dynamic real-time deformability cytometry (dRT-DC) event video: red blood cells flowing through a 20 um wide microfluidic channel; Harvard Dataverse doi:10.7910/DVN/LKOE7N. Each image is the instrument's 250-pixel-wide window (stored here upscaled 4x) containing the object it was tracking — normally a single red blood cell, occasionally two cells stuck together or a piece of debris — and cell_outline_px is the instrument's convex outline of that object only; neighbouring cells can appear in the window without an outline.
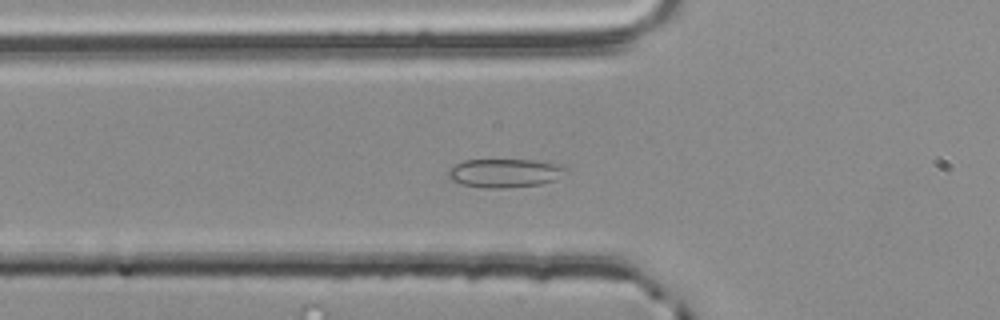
{"species": "common noctule bat (a hibernating species)", "species_latin": "Nyctalus noctula", "temperature_condition": "room temperature", "stored_images_in_passage": 38, "camera_frame_rate_fps": 3000, "um_per_image_px": 0.085, "animal": {"sex": "male", "body_mass_g": 20.4}, "frame": {"image": 1, "passage_image": 2, "time_ms": 0.333, "image_size_px": [1000, 320], "cell_outline_px": [[568, 172], [556, 180], [540, 184], [500, 188], [480, 188], [460, 184], [452, 180], [448, 176], [448, 172], [456, 164], [464, 160], [532, 160], [560, 164], [568, 168]], "centroid_in_image_um": [42.95, 14.71], "position_along_channel_um": 82.9, "area_um2": 19.71}}
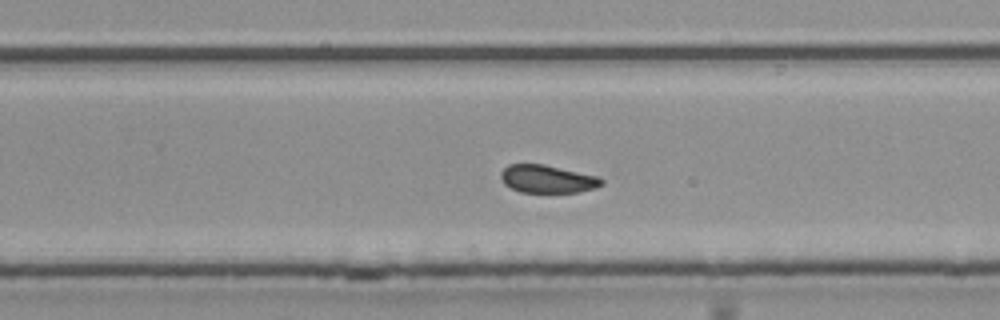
{"frame": {"image": 2, "passage_image": 18, "time_ms": 5.667, "image_size_px": [1000, 320], "cell_outline_px": [[604, 184], [580, 192], [520, 192], [504, 184], [500, 176], [500, 172], [508, 164], [544, 164], [596, 176], [604, 180]], "centroid_in_image_um": [46.5, 15.21], "position_along_channel_um": 283.3, "area_um2": 16.24}}
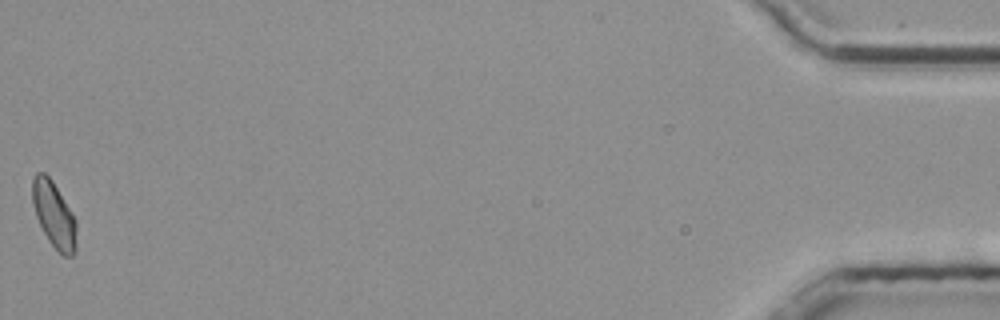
{"frame": {"image": 3, "passage_image": 38, "time_ms": 12.333, "image_size_px": [1000, 320], "cell_outline_px": [[76, 252], [72, 256], [64, 256], [48, 240], [36, 216], [32, 200], [32, 176], [36, 172], [44, 172], [52, 180], [72, 212], [76, 220]], "centroid_in_image_um": [4.59, 18.23], "position_along_channel_um": 430.6, "area_um2": 16.88}, "authors_computed_cell_mechanics": {"area_um2": 17.0221, "velocity_mm_per_s": 3.7548, "shape_relaxation_time_tau1_ms": 4.0434, "shape_relaxation_time_tau2_ms": 0.6331, "deformation_change_tau1": 0.0627, "deformation_change_tau2": 0.0461}}